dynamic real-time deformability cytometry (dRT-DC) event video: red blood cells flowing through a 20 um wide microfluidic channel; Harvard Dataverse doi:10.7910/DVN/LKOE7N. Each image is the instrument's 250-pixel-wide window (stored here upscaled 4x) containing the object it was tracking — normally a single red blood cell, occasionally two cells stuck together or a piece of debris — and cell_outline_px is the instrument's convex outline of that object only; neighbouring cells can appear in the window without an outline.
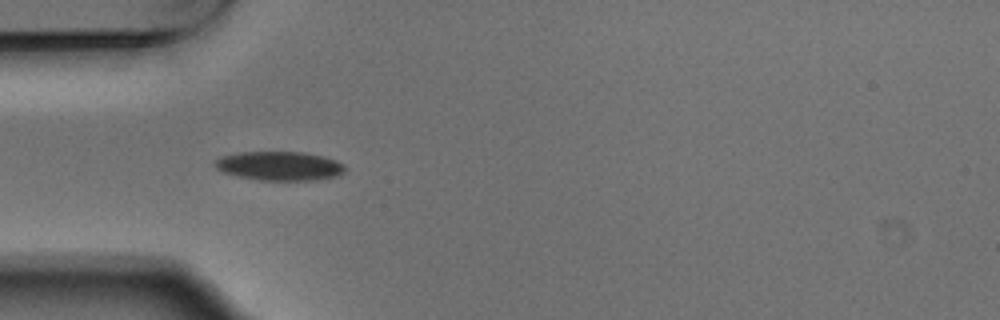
{"species": "Egyptian fruit bat (a non-hibernating species)", "species_latin": "Rousettus aegyptiacus", "temperature_condition": "warm", "stored_images_in_passage": 2, "camera_frame_rate_fps": 3000, "um_per_image_px": 0.085, "animal": {"sex": "male"}, "frame": {"image": 1, "passage_image": 1, "time_ms": 0.0, "image_size_px": [1000, 320], "cell_outline_px": [[344, 172], [336, 176], [316, 180], [260, 180], [240, 176], [224, 172], [216, 168], [216, 160], [224, 156], [240, 152], [304, 152], [324, 156], [336, 160], [344, 164]], "centroid_in_image_um": [23.82, 14.1], "position_along_channel_um": 61.2, "area_um2": 21.73}}
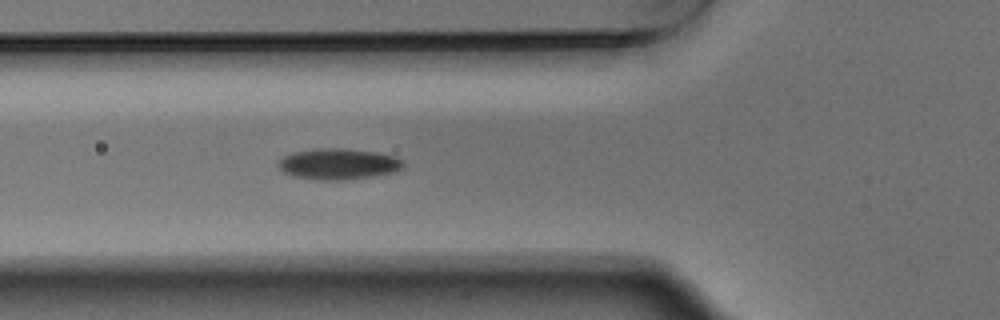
{"frame": {"image": 2, "passage_image": 2, "time_ms": 0.333, "image_size_px": [1000, 320], "cell_outline_px": [[404, 168], [396, 172], [372, 176], [344, 180], [316, 180], [296, 176], [284, 172], [276, 164], [284, 156], [292, 152], [312, 148], [344, 148], [376, 152], [392, 156], [404, 160]], "centroid_in_image_um": [28.77, 13.93], "position_along_channel_um": 97.0, "area_um2": 22.72}}